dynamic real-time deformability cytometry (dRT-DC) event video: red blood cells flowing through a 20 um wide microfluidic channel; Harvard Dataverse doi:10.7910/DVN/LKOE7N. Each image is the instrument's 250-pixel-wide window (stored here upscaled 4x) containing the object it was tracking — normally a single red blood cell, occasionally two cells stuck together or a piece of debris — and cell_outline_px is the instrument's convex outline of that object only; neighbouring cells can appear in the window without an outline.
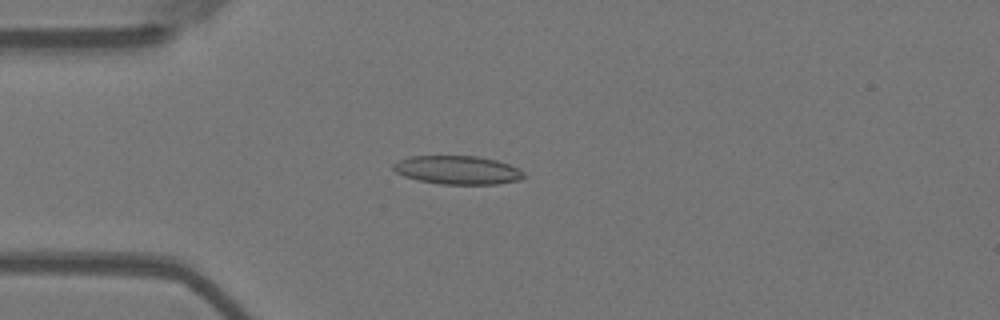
{"species": "Egyptian fruit bat (a non-hibernating species)", "species_latin": "Rousettus aegyptiacus", "temperature_condition": "warm", "stored_images_in_passage": 55, "camera_frame_rate_fps": 3000, "um_per_image_px": 0.085, "animal": {"sex": "female"}, "frame": {"image": 1, "passage_image": 14, "time_ms": 4.333, "image_size_px": [1000, 320], "cell_outline_px": [[524, 176], [520, 180], [496, 184], [440, 184], [420, 180], [404, 176], [396, 172], [392, 168], [392, 164], [408, 156], [476, 156], [496, 160], [508, 164], [524, 172]], "centroid_in_image_um": [38.87, 14.45], "position_along_channel_um": 46.1, "area_um2": 21.56}}
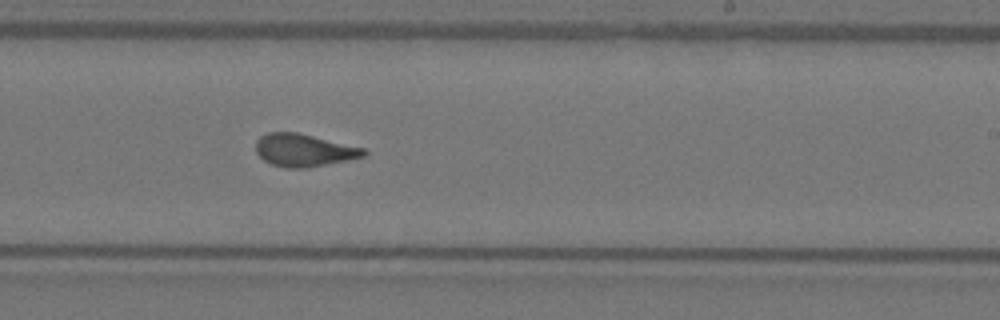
{"frame": {"image": 2, "passage_image": 33, "time_ms": 10.667, "image_size_px": [1000, 320], "cell_outline_px": [[368, 152], [364, 156], [308, 168], [284, 168], [272, 164], [264, 160], [256, 152], [256, 140], [260, 136], [268, 132], [296, 132], [364, 148]], "centroid_in_image_um": [25.8, 12.77], "position_along_channel_um": 263.2, "area_um2": 20.35}}
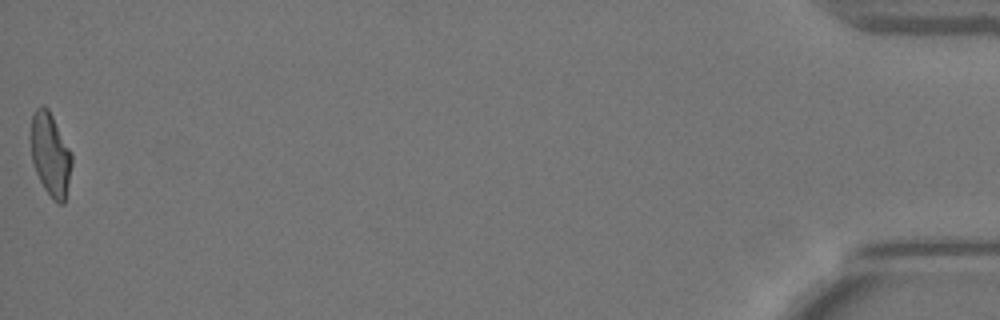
{"frame": {"image": 3, "passage_image": 55, "time_ms": 18.0, "image_size_px": [1000, 320], "cell_outline_px": [[72, 164], [64, 204], [60, 204], [52, 200], [44, 188], [36, 172], [32, 160], [28, 136], [32, 112], [40, 104], [44, 104], [48, 108], [72, 152]], "centroid_in_image_um": [4.24, 13.07], "position_along_channel_um": 431.0, "area_um2": 20.46}, "authors_computed_cell_mechanics": {"area_um2": 20.6346, "velocity_mm_per_s": 3.6518, "shape_relaxation_time_tau1_ms": 8.4767, "shape_relaxation_time_tau2_ms": 1.3402, "deformation_change_tau1": 0.2628, "deformation_change_tau2": 0.0993}}